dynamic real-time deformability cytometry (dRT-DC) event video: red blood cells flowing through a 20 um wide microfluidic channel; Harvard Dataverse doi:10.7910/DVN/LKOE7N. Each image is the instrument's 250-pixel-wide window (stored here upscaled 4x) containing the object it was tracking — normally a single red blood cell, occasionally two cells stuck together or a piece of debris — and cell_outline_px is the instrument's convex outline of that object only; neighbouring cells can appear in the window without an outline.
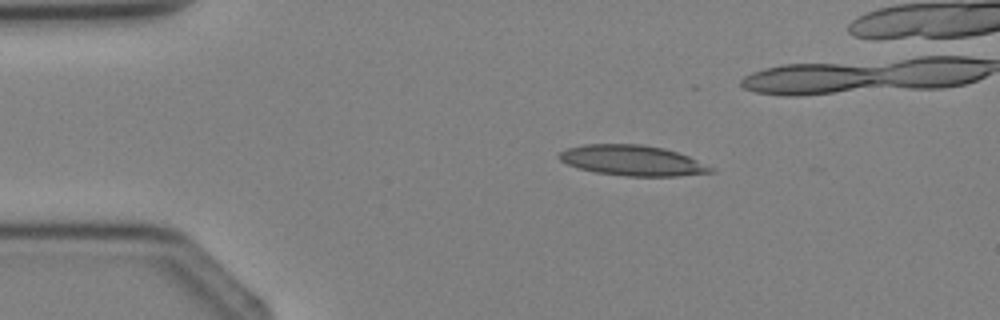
{"species": "Egyptian fruit bat (a non-hibernating species)", "species_latin": "Rousettus aegyptiacus", "temperature_condition": "cold", "stored_images_in_passage": 4, "camera_frame_rate_fps": 3000, "um_per_image_px": 0.085, "animal": {"sex": "female"}, "frame": {"image": 1, "passage_image": 2, "time_ms": 1.0, "image_size_px": [1000, 320], "cell_outline_px": [[716, 172], [676, 176], [628, 176], [596, 172], [580, 168], [568, 164], [560, 160], [556, 156], [560, 152], [568, 148], [584, 144], [640, 144], [664, 148], [688, 156], [716, 168]], "centroid_in_image_um": [53.78, 13.64], "position_along_channel_um": 31.2, "area_um2": 26.82}}